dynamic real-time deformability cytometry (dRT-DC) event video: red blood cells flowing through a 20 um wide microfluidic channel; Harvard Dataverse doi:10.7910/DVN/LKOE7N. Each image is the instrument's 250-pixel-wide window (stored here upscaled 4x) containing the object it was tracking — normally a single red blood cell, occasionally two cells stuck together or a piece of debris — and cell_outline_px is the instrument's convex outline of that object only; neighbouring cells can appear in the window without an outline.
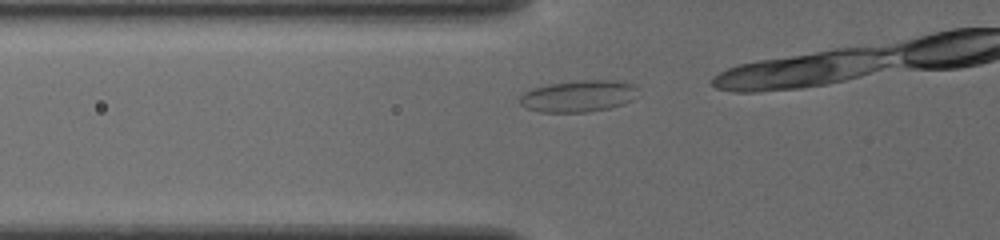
{"species": "common noctule bat (a hibernating species)", "species_latin": "Nyctalus noctula", "temperature_condition": "cold", "stored_images_in_passage": 7, "camera_frame_rate_fps": 3000, "um_per_image_px": 0.085, "animal": {"sex": "female", "body_mass_g": 19.5, "forearm_length_mm": 54.1}, "frame": {"image": 1, "passage_image": 2, "time_ms": 0.333, "image_size_px": [1000, 240], "cell_outline_px": [[636, 88], [632, 100], [624, 104], [608, 108], [588, 112], [540, 112], [524, 108], [520, 104], [520, 96], [524, 92], [532, 88], [548, 84], [576, 80], [616, 80], [632, 84]], "centroid_in_image_um": [49.11, 8.17], "position_along_channel_um": 76.7, "area_um2": 21.85}}
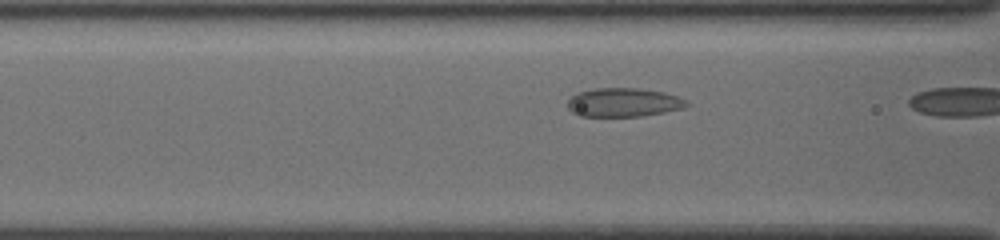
{"frame": {"image": 2, "passage_image": 5, "time_ms": 1.333, "image_size_px": [1000, 240], "cell_outline_px": [[688, 104], [680, 108], [664, 112], [640, 116], [580, 116], [572, 112], [568, 108], [568, 100], [572, 96], [580, 92], [596, 88], [636, 88], [664, 92], [676, 96], [684, 100]], "centroid_in_image_um": [52.95, 8.7], "position_along_channel_um": 113.6, "area_um2": 19.59}}